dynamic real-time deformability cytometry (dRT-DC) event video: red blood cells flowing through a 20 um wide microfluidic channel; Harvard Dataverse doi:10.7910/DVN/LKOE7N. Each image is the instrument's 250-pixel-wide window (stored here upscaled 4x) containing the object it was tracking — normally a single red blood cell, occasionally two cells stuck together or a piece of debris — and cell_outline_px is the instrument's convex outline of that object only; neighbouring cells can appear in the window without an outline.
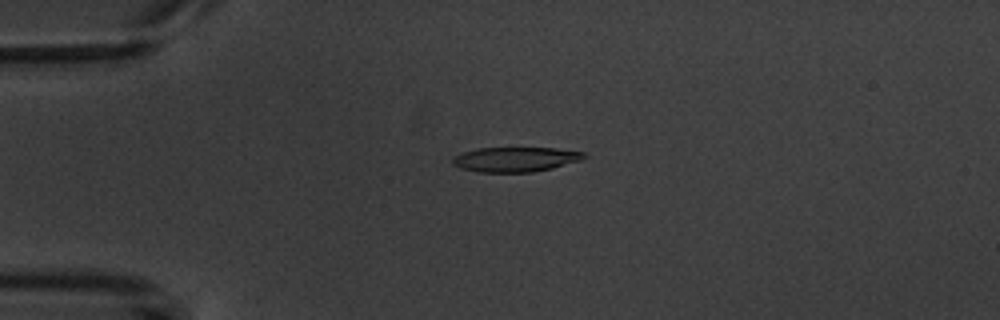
{"species": "common noctule bat (a hibernating species)", "species_latin": "Nyctalus noctula", "temperature_condition": "warm", "stored_images_in_passage": 4, "camera_frame_rate_fps": 3000, "um_per_image_px": 0.085, "animal": {"sex": "male", "body_mass_g": 20.1, "forearm_length_mm": 53.5}, "frame": {"image": 1, "passage_image": 3, "time_ms": 3.333, "image_size_px": [1000, 320], "cell_outline_px": [[588, 156], [580, 160], [552, 168], [532, 172], [476, 172], [460, 168], [452, 164], [452, 160], [456, 156], [464, 152], [476, 148], [556, 148], [584, 152]], "centroid_in_image_um": [43.81, 13.54], "position_along_channel_um": 41.2, "area_um2": 18.9}}